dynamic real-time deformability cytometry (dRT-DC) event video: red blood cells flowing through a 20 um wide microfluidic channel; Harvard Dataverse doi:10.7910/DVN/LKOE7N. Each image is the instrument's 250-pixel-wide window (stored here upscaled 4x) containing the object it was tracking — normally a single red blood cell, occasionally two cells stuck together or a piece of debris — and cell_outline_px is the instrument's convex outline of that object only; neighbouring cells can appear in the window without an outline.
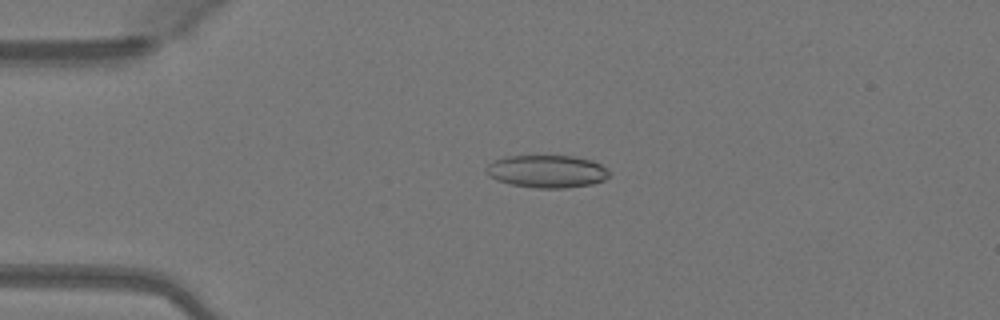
{"species": "Egyptian fruit bat (a non-hibernating species)", "species_latin": "Rousettus aegyptiacus", "temperature_condition": "warm", "stored_images_in_passage": 50, "camera_frame_rate_fps": 3000, "um_per_image_px": 0.085, "animal": {"sex": "female"}, "frame": {"image": 1, "passage_image": 12, "time_ms": 3.667, "image_size_px": [1000, 320], "cell_outline_px": [[612, 172], [604, 180], [592, 184], [568, 188], [536, 188], [508, 184], [496, 180], [488, 176], [484, 172], [484, 168], [492, 160], [508, 156], [572, 156], [592, 160], [608, 168]], "centroid_in_image_um": [46.47, 14.57], "position_along_channel_um": 38.5, "area_um2": 23.81}}
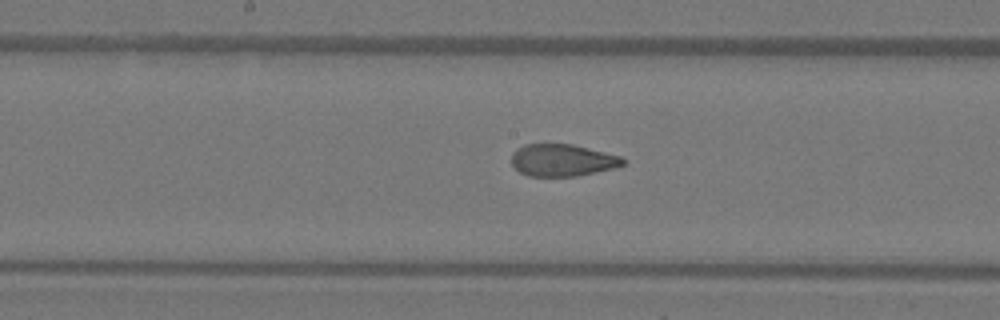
{"frame": {"image": 2, "passage_image": 26, "time_ms": 8.333, "image_size_px": [1000, 320], "cell_outline_px": [[628, 160], [624, 164], [616, 168], [576, 176], [528, 176], [520, 172], [512, 164], [512, 152], [516, 148], [524, 144], [572, 144], [624, 156]], "centroid_in_image_um": [47.85, 13.61], "position_along_channel_um": 200.3, "area_um2": 21.15}}
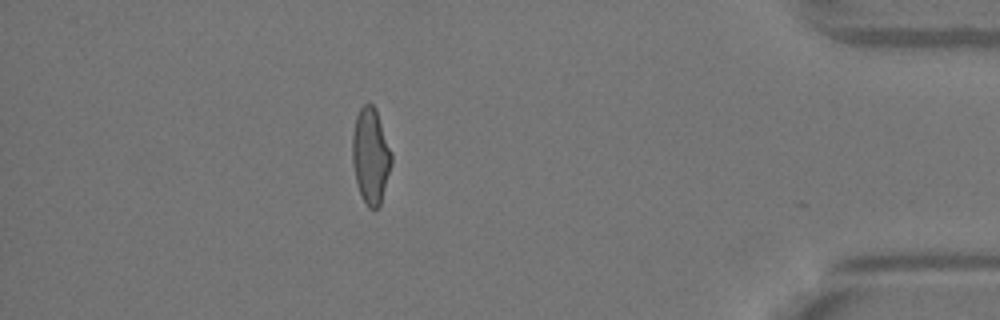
{"frame": {"image": 3, "passage_image": 44, "time_ms": 14.333, "image_size_px": [1000, 320], "cell_outline_px": [[392, 164], [380, 204], [376, 208], [368, 208], [360, 192], [356, 180], [352, 164], [352, 136], [356, 116], [360, 108], [364, 104], [372, 104], [376, 108], [392, 152]], "centroid_in_image_um": [31.51, 13.21], "position_along_channel_um": 403.7, "area_um2": 21.79}, "authors_computed_cell_mechanics": {"area_um2": 22.2241, "velocity_mm_per_s": 4.139, "shape_relaxation_time_tau1_ms": 7.4048, "shape_relaxation_time_tau2_ms": 1.2029, "deformation_change_tau1": 0.2174, "deformation_change_tau2": 0.0825}}